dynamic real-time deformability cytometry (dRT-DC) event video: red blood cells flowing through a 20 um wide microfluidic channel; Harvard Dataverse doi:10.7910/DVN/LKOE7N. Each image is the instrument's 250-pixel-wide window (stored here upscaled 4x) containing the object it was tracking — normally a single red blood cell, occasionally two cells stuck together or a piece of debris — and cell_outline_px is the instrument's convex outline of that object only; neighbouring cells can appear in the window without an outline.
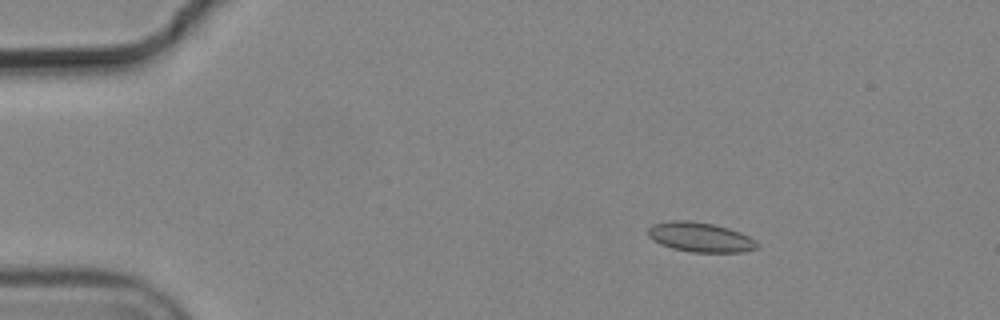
{"species": "common noctule bat (a hibernating species)", "species_latin": "Nyctalus noctula", "temperature_condition": "cold", "stored_images_in_passage": 4, "camera_frame_rate_fps": 3000, "um_per_image_px": 0.085, "animal": {"sex": "male", "body_mass_g": 19.2, "forearm_length_mm": 51.8}, "frame": {"image": 1, "passage_image": 2, "time_ms": 0.333, "image_size_px": [1000, 320], "cell_outline_px": [[760, 244], [756, 248], [744, 252], [692, 252], [672, 248], [660, 244], [652, 240], [648, 236], [648, 228], [652, 224], [672, 220], [688, 220], [712, 224], [728, 228], [740, 232], [756, 240]], "centroid_in_image_um": [59.51, 20.16], "position_along_channel_um": 25.5, "area_um2": 18.9}}